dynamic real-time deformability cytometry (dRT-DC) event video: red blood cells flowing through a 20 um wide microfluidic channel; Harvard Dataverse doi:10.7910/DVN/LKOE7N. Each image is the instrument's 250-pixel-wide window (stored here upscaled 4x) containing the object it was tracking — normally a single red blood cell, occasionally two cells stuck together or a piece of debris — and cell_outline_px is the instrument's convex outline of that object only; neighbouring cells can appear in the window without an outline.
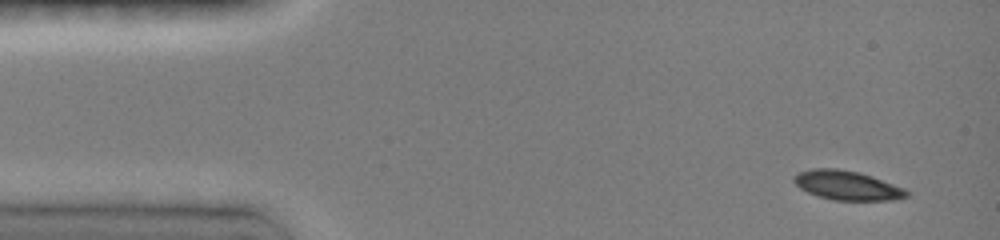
{"species": "common noctule bat (a hibernating species)", "species_latin": "Nyctalus noctula", "temperature_condition": "room temperature", "stored_images_in_passage": 19, "camera_frame_rate_fps": 3000, "um_per_image_px": 0.085, "animal": {"sex": "female", "body_mass_g": 19.0, "forearm_length_mm": 51.5}, "frame": {"image": 1, "passage_image": 1, "time_ms": 0.0, "image_size_px": [1000, 240], "cell_outline_px": [[908, 196], [892, 200], [832, 200], [816, 196], [800, 188], [792, 180], [792, 176], [800, 172], [812, 168], [836, 168], [860, 172], [872, 176], [904, 188], [908, 192]], "centroid_in_image_um": [71.97, 15.75], "position_along_channel_um": 13.0, "area_um2": 19.25}}
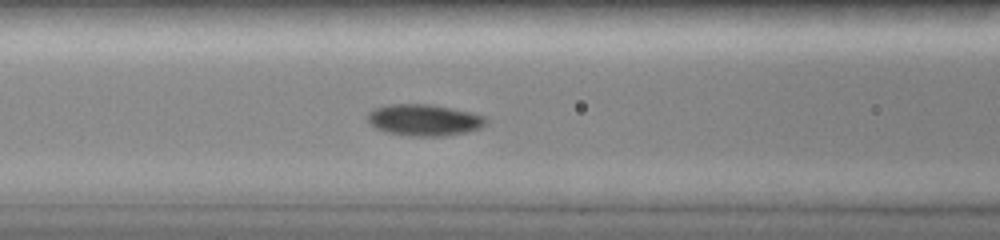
{"frame": {"image": 2, "passage_image": 9, "time_ms": 5.333, "image_size_px": [1000, 240], "cell_outline_px": [[488, 120], [480, 128], [464, 132], [444, 136], [408, 136], [384, 132], [376, 128], [368, 120], [368, 112], [372, 108], [388, 104], [428, 104], [452, 108], [472, 112], [484, 116]], "centroid_in_image_um": [36.02, 10.19], "position_along_channel_um": 130.6, "area_um2": 21.79}}
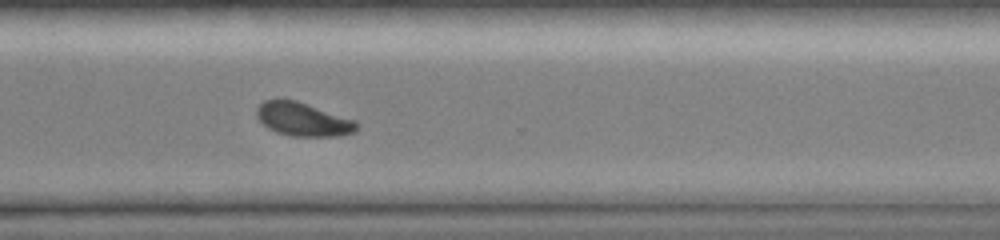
{"frame": {"image": 3, "passage_image": 19, "time_ms": 10.667, "image_size_px": [1000, 240], "cell_outline_px": [[356, 132], [340, 136], [292, 136], [276, 132], [268, 128], [256, 116], [256, 108], [264, 100], [296, 100], [356, 120]], "centroid_in_image_um": [25.76, 10.15], "position_along_channel_um": 344.8, "area_um2": 19.42}}